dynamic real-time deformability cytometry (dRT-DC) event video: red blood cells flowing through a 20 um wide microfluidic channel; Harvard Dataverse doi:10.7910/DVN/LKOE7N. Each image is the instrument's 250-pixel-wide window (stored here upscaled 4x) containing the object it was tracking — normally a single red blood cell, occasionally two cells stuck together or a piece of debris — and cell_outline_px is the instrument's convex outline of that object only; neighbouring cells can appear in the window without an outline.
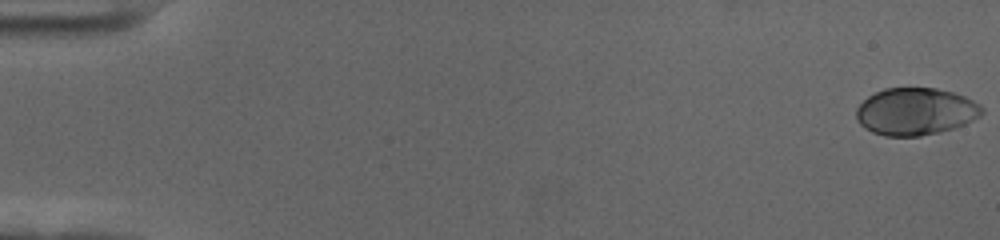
{"species": "human", "species_latin": "Homo sapiens", "temperature_condition": "cold", "stored_images_in_passage": 58, "camera_frame_rate_fps": 3000, "um_per_image_px": 0.085, "donor": {"sex": "female"}, "frame": {"image": 1, "passage_image": 1, "time_ms": 0.0, "image_size_px": [1000, 240], "cell_outline_px": [[984, 112], [980, 116], [964, 124], [940, 132], [920, 136], [884, 136], [872, 132], [864, 128], [856, 120], [856, 108], [868, 96], [884, 88], [936, 88], [952, 92], [964, 96], [980, 104], [984, 108]], "centroid_in_image_um": [77.81, 9.48], "position_along_channel_um": 7.2, "area_um2": 34.68}}
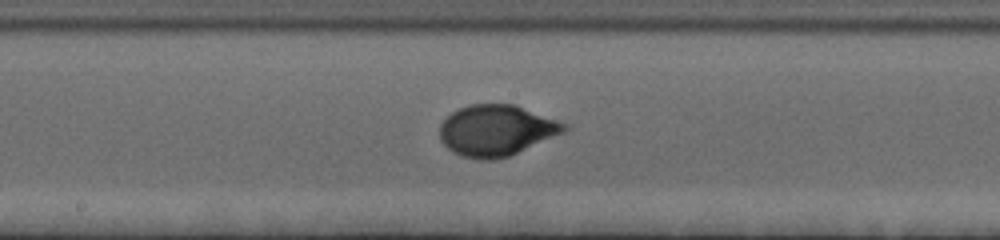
{"frame": {"image": 2, "passage_image": 32, "time_ms": 10.333, "image_size_px": [1000, 240], "cell_outline_px": [[572, 128], [564, 132], [508, 156], [492, 160], [480, 160], [460, 156], [452, 152], [440, 140], [440, 124], [452, 112], [460, 108], [472, 104], [516, 104], [568, 124]], "centroid_in_image_um": [42.2, 11.08], "position_along_channel_um": 206.0, "area_um2": 36.99}}
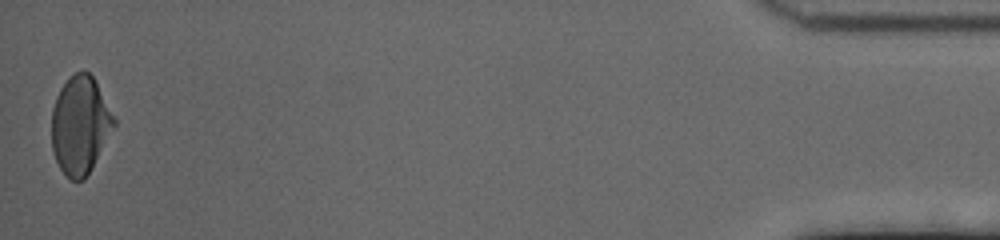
{"frame": {"image": 3, "passage_image": 58, "time_ms": 19.0, "image_size_px": [1000, 240], "cell_outline_px": [[116, 124], [84, 180], [72, 180], [60, 168], [56, 160], [52, 148], [52, 108], [56, 96], [60, 88], [76, 72], [88, 72], [92, 76], [116, 120]], "centroid_in_image_um": [6.8, 10.64], "position_along_channel_um": 428.4, "area_um2": 34.8}, "authors_computed_cell_mechanics": {"area_um2": 35.2869, "velocity_mm_per_s": 3.5282, "shape_relaxation_time_tau1_ms": 3.829, "shape_relaxation_time_tau2_ms": null, "deformation_change_tau1": 0.1667, "deformation_change_tau2": null}}